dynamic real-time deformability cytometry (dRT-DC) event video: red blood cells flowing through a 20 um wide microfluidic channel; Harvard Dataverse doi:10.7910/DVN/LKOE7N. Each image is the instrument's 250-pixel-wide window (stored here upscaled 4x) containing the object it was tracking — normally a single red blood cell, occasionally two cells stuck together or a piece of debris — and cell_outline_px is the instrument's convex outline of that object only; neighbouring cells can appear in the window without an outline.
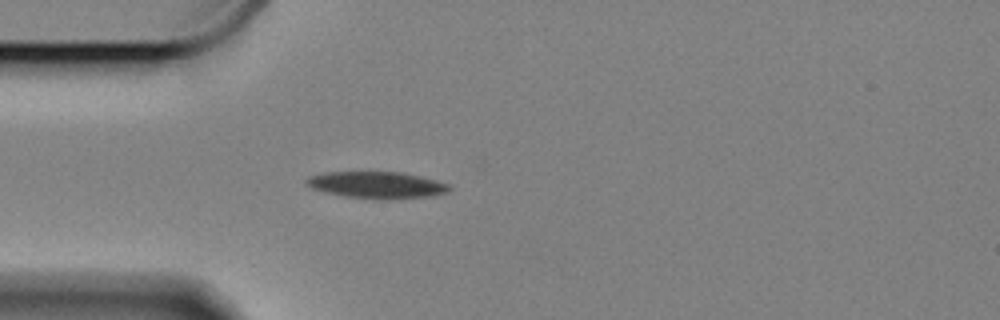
{"species": "Egyptian fruit bat (a non-hibernating species)", "species_latin": "Rousettus aegyptiacus", "temperature_condition": "cold", "stored_images_in_passage": 45, "camera_frame_rate_fps": 3000, "um_per_image_px": 0.085, "animal": {"sex": "female"}, "frame": {"image": 1, "passage_image": 1, "time_ms": 0.0, "image_size_px": [1000, 320], "cell_outline_px": [[452, 188], [448, 192], [432, 196], [400, 200], [376, 200], [344, 196], [324, 192], [312, 188], [304, 180], [308, 176], [324, 172], [400, 172], [448, 184]], "centroid_in_image_um": [32.01, 15.75], "position_along_channel_um": 53.0, "area_um2": 22.48}}
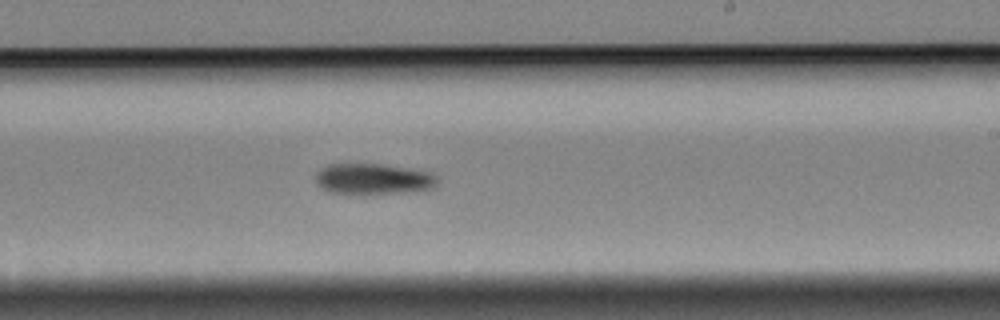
{"frame": {"image": 2, "passage_image": 20, "time_ms": 6.333, "image_size_px": [1000, 320], "cell_outline_px": [[436, 184], [432, 188], [404, 192], [328, 192], [320, 188], [316, 184], [316, 172], [320, 168], [328, 164], [380, 164], [428, 172], [436, 176]], "centroid_in_image_um": [31.64, 15.19], "position_along_channel_um": 257.4, "area_um2": 21.15}}
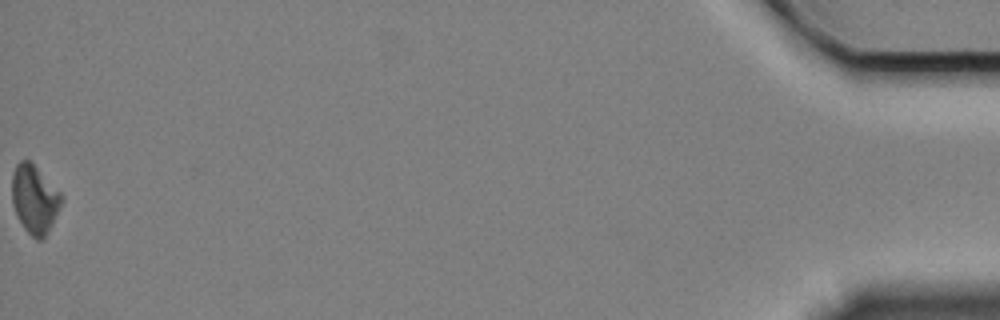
{"frame": {"image": 3, "passage_image": 45, "time_ms": 14.667, "image_size_px": [1000, 320], "cell_outline_px": [[60, 204], [52, 224], [44, 240], [36, 240], [24, 228], [12, 204], [12, 172], [16, 164], [20, 160], [28, 160], [60, 192]], "centroid_in_image_um": [2.9, 16.95], "position_along_channel_um": 432.3, "area_um2": 19.19}, "authors_computed_cell_mechanics": {"area_um2": 21.5594, "velocity_mm_per_s": 3.3094, "shape_relaxation_time_tau1_ms": 2.841, "shape_relaxation_time_tau2_ms": null, "deformation_change_tau1": 0.0943, "deformation_change_tau2": null}}